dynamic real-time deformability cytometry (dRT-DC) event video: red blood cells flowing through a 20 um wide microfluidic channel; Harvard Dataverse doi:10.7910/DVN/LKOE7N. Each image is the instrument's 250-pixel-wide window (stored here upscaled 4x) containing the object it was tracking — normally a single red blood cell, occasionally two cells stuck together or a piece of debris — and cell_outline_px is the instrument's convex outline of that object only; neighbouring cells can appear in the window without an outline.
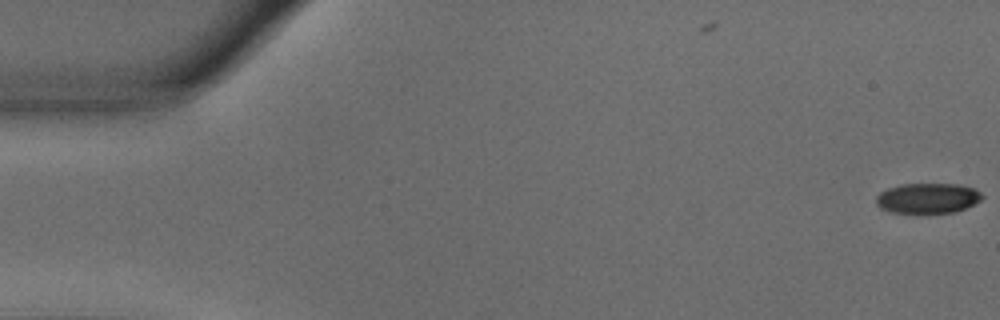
{"species": "common noctule bat (a hibernating species)", "species_latin": "Nyctalus noctula", "temperature_condition": "warm", "stored_images_in_passage": 2, "camera_frame_rate_fps": 3000, "um_per_image_px": 0.085, "animal": {"sex": "male", "body_mass_g": 18.8}, "frame": {"image": 1, "passage_image": 2, "time_ms": 0.333, "image_size_px": [1000, 320], "cell_outline_px": [[984, 196], [980, 200], [956, 212], [892, 212], [880, 208], [876, 204], [876, 196], [880, 192], [888, 188], [900, 184], [956, 184], [972, 188], [980, 192]], "centroid_in_image_um": [78.82, 16.83], "position_along_channel_um": 6.2, "area_um2": 18.38}}